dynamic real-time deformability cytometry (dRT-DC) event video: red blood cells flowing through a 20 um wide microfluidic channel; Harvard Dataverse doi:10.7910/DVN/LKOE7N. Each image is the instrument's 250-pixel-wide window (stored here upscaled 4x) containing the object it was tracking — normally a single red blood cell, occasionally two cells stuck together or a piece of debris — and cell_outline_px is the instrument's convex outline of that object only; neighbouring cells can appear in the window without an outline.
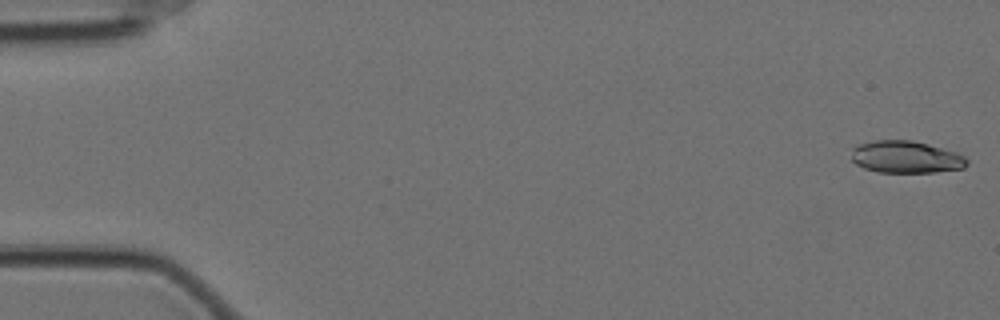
{"species": "Egyptian fruit bat (a non-hibernating species)", "species_latin": "Rousettus aegyptiacus", "temperature_condition": "cold", "stored_images_in_passage": 27, "camera_frame_rate_fps": 3000, "um_per_image_px": 0.085, "animal": {"sex": "female"}, "frame": {"image": 1, "passage_image": 1, "time_ms": 0.0, "image_size_px": [1000, 320], "cell_outline_px": [[968, 164], [964, 168], [936, 172], [880, 172], [864, 168], [856, 164], [852, 160], [852, 148], [860, 144], [872, 140], [912, 140], [928, 144], [956, 152], [964, 156], [968, 160]], "centroid_in_image_um": [77.01, 13.34], "position_along_channel_um": 8.0, "area_um2": 21.68}}
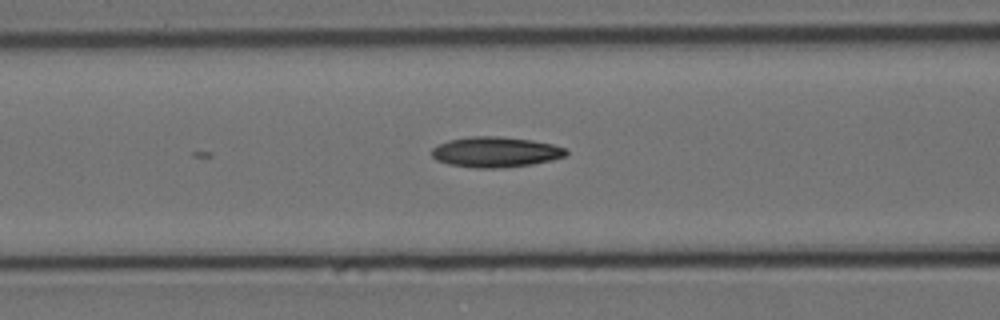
{"frame": {"image": 2, "passage_image": 23, "time_ms": 7.333, "image_size_px": [1000, 320], "cell_outline_px": [[568, 152], [564, 156], [552, 160], [532, 164], [504, 168], [476, 168], [448, 164], [436, 160], [432, 156], [432, 148], [448, 140], [472, 136], [500, 136], [532, 140], [552, 144], [564, 148]], "centroid_in_image_um": [42.11, 12.92], "position_along_channel_um": 124.5, "area_um2": 23.81}}
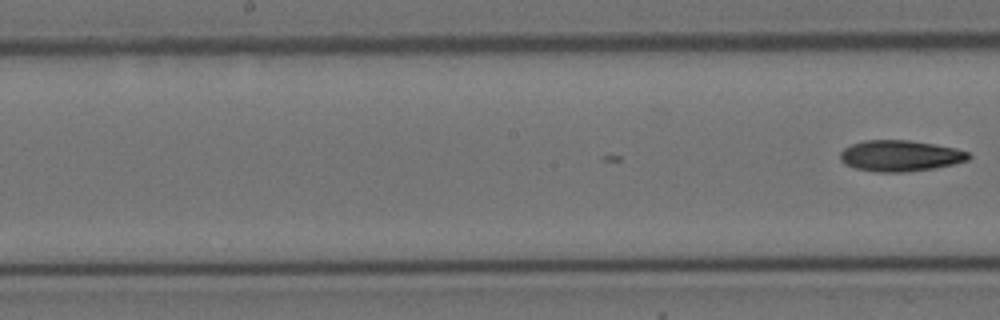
{"frame": {"image": 3, "passage_image": 27, "time_ms": 8.667, "image_size_px": [1000, 320], "cell_outline_px": [[972, 156], [968, 160], [936, 168], [904, 172], [876, 172], [856, 168], [844, 164], [840, 160], [840, 152], [844, 148], [852, 144], [864, 140], [908, 140], [956, 148], [968, 152]], "centroid_in_image_um": [76.5, 13.24], "position_along_channel_um": 171.7, "area_um2": 23.24}}